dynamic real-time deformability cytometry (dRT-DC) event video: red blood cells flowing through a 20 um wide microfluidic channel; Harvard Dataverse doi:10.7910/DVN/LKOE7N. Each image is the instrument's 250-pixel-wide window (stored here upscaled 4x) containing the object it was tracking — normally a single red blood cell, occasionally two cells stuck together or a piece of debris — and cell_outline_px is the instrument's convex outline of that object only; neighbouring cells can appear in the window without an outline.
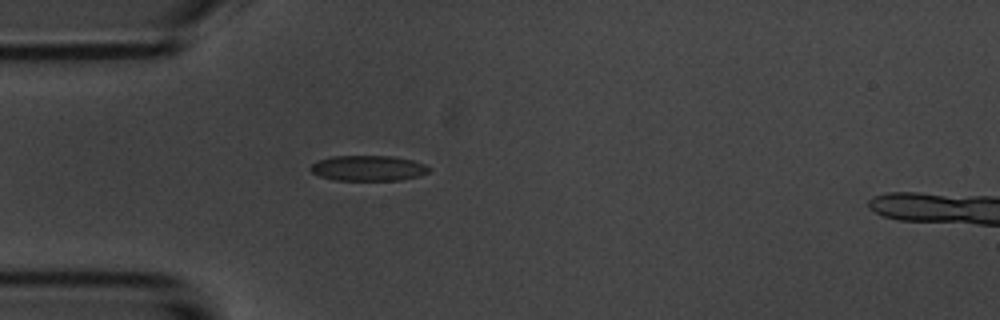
{"species": "common noctule bat (a hibernating species)", "species_latin": "Nyctalus noctula", "temperature_condition": "room temperature", "stored_images_in_passage": 1, "camera_frame_rate_fps": 3000, "um_per_image_px": 0.085, "animal": {"sex": "male", "body_mass_g": 20.1, "forearm_length_mm": 53.5}, "frame": {"image": 1, "passage_image": 1, "time_ms": 0.0, "image_size_px": [1000, 320], "cell_outline_px": [[432, 168], [428, 172], [420, 176], [400, 180], [332, 180], [320, 176], [312, 172], [308, 168], [312, 164], [320, 160], [332, 156], [392, 156], [412, 160], [424, 164]], "centroid_in_image_um": [31.31, 14.3], "position_along_channel_um": 53.7, "area_um2": 17.57}}